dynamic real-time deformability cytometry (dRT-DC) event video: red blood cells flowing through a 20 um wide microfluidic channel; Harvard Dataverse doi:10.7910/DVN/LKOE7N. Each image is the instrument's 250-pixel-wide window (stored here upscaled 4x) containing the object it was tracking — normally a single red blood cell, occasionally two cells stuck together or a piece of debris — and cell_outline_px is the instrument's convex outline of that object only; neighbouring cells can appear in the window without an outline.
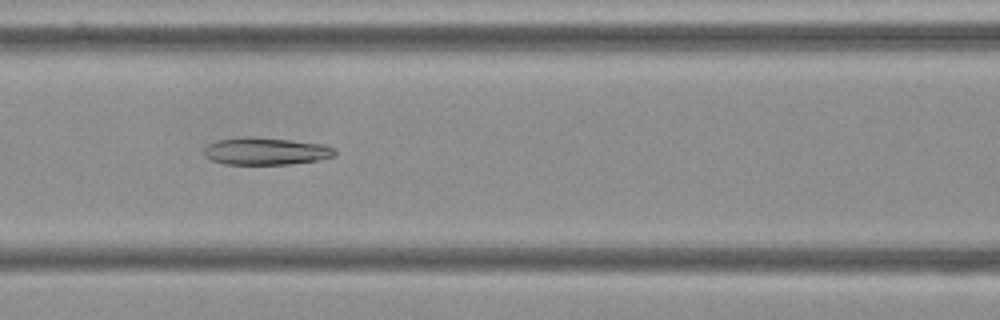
{"species": "Egyptian fruit bat (a non-hibernating species)", "species_latin": "Rousettus aegyptiacus", "temperature_condition": "cold", "stored_images_in_passage": 39, "camera_frame_rate_fps": 3000, "um_per_image_px": 0.085, "frame": {"image": 1, "passage_image": 7, "time_ms": 2.0, "image_size_px": [1000, 320], "cell_outline_px": [[336, 156], [316, 160], [288, 164], [224, 164], [212, 160], [204, 156], [204, 148], [208, 144], [216, 140], [244, 136], [252, 136], [292, 140], [324, 144], [336, 148]], "centroid_in_image_um": [22.59, 12.84], "position_along_channel_um": 144.0, "area_um2": 21.04}}
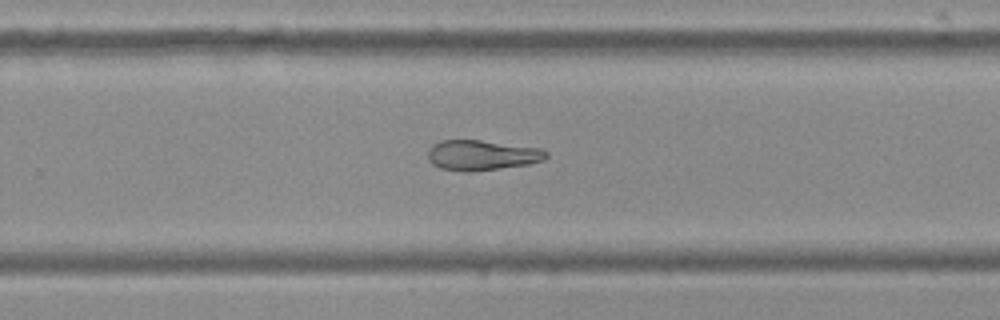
{"frame": {"image": 2, "passage_image": 19, "time_ms": 6.0, "image_size_px": [1000, 320], "cell_outline_px": [[548, 156], [544, 160], [528, 164], [472, 172], [464, 172], [440, 168], [432, 164], [428, 160], [428, 148], [432, 144], [440, 140], [480, 140], [540, 148], [548, 152]], "centroid_in_image_um": [40.92, 13.19], "position_along_channel_um": 288.9, "area_um2": 20.98}}
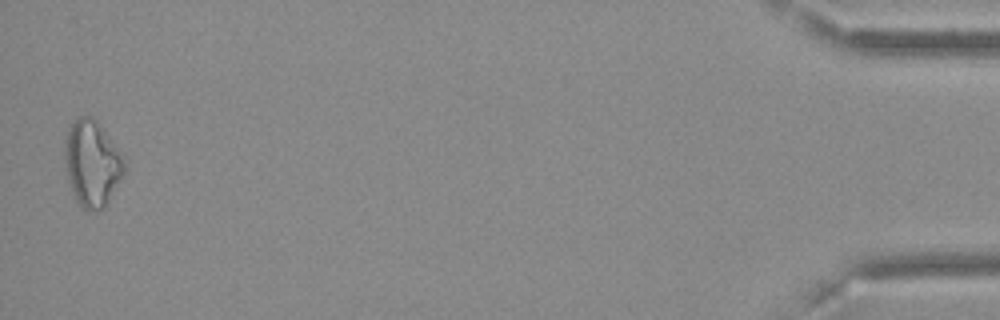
{"frame": {"image": 3, "passage_image": 38, "time_ms": 12.333, "image_size_px": [1000, 320], "cell_outline_px": [[124, 172], [104, 208], [100, 212], [92, 212], [80, 208], [76, 200], [68, 180], [64, 160], [64, 140], [72, 124], [80, 116], [92, 116], [96, 120], [120, 152], [124, 160]], "centroid_in_image_um": [7.8, 13.93], "position_along_channel_um": 427.4, "area_um2": 29.65}}